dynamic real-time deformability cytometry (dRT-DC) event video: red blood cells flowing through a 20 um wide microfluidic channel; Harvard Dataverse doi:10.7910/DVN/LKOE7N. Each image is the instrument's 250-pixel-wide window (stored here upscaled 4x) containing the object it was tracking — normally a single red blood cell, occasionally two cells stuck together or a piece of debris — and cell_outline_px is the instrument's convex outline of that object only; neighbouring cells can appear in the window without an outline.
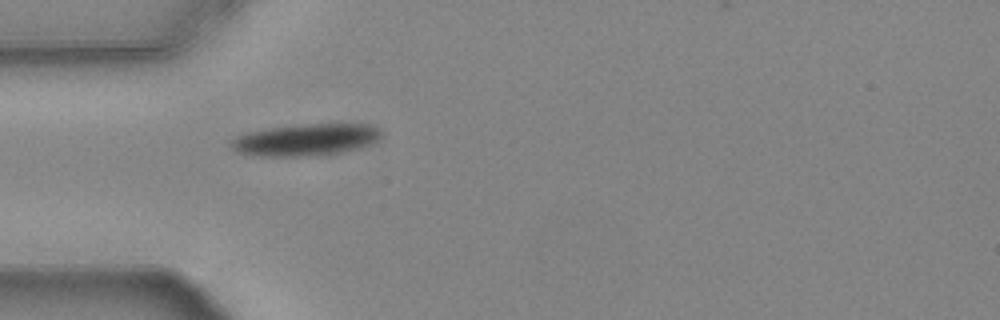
{"species": "common noctule bat (a hibernating species)", "species_latin": "Nyctalus noctula", "temperature_condition": "warm", "stored_images_in_passage": 32, "camera_frame_rate_fps": 3000, "um_per_image_px": 0.085, "animal": {"sex": "female", "body_mass_g": 24.6, "forearm_length_mm": 56.2}, "frame": {"image": 1, "passage_image": 1, "time_ms": 0.0, "image_size_px": [1000, 320], "cell_outline_px": [[380, 136], [376, 140], [360, 148], [340, 152], [304, 156], [252, 156], [236, 152], [228, 144], [228, 140], [244, 132], [268, 128], [304, 124], [364, 124], [376, 128], [380, 132]], "centroid_in_image_um": [25.84, 11.88], "position_along_channel_um": 59.2, "area_um2": 27.86}}
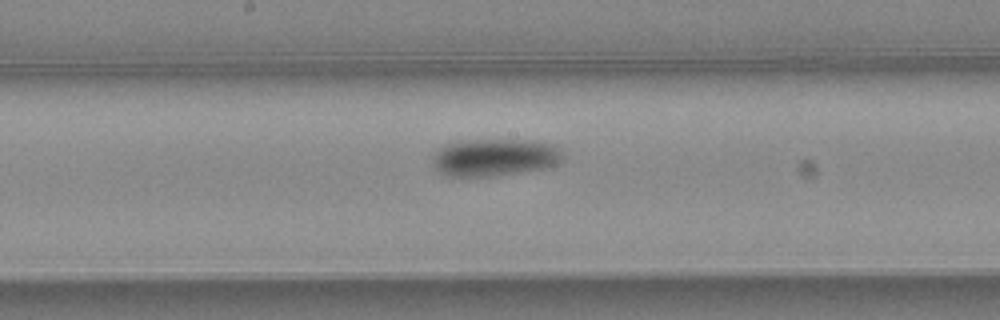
{"frame": {"image": 2, "passage_image": 13, "time_ms": 4.0, "image_size_px": [1000, 320], "cell_outline_px": [[564, 160], [556, 164], [544, 168], [496, 176], [448, 176], [440, 172], [432, 164], [432, 156], [440, 148], [456, 140], [536, 140], [552, 144], [560, 148], [564, 156]], "centroid_in_image_um": [42.07, 13.37], "position_along_channel_um": 206.1, "area_um2": 28.61}}
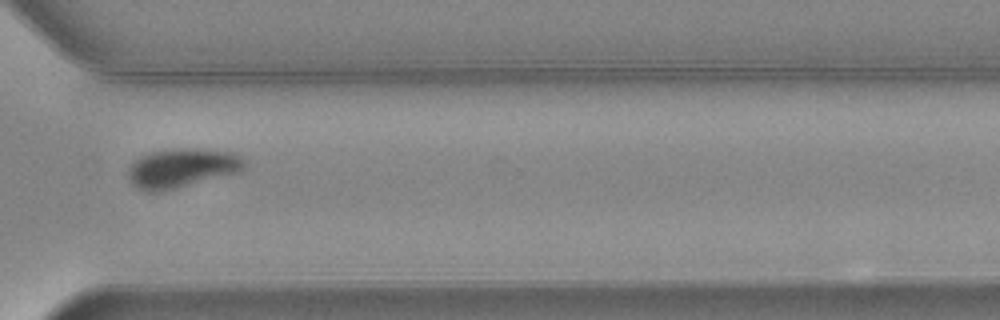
{"frame": {"image": 3, "passage_image": 25, "time_ms": 8.0, "image_size_px": [1000, 320], "cell_outline_px": [[244, 168], [240, 172], [176, 188], [156, 192], [148, 192], [132, 184], [128, 176], [128, 168], [132, 160], [140, 156], [152, 152], [176, 148], [200, 148], [232, 152], [240, 156], [244, 160]], "centroid_in_image_um": [15.44, 14.27], "position_along_channel_um": 355.2, "area_um2": 26.59}, "authors_computed_cell_mechanics": {"area_um2": 27.0215, "velocity_mm_per_s": 3.7276, "shape_relaxation_time_tau1_ms": 3.9159, "shape_relaxation_time_tau2_ms": 3.9169, "deformation_change_tau1": 0.131, "deformation_change_tau2": 0.0651}}